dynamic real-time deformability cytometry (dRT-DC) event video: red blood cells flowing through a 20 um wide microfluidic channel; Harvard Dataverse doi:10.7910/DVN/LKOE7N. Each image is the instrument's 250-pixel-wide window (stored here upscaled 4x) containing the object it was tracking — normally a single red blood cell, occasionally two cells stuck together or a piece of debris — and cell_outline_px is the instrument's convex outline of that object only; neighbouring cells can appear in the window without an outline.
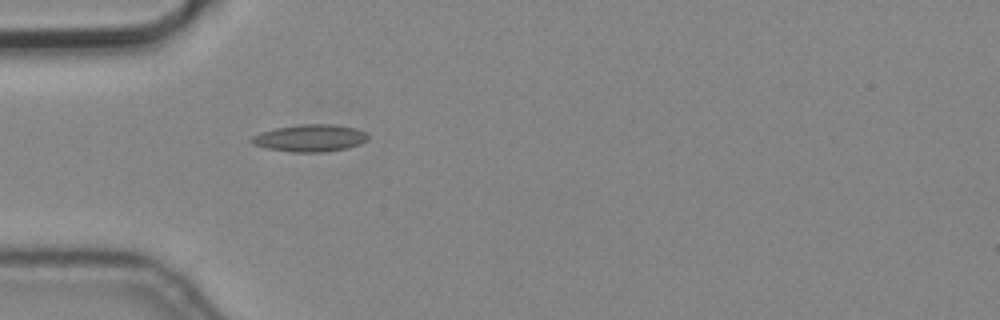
{"species": "common noctule bat (a hibernating species)", "species_latin": "Nyctalus noctula", "temperature_condition": "cold", "stored_images_in_passage": 1, "camera_frame_rate_fps": 3000, "um_per_image_px": 0.085, "animal": {"sex": "male", "body_mass_g": 19.2, "forearm_length_mm": 51.8}, "frame": {"image": 1, "passage_image": 1, "time_ms": 0.0, "image_size_px": [1000, 320], "cell_outline_px": [[368, 140], [360, 144], [348, 148], [324, 152], [292, 152], [264, 148], [252, 144], [248, 140], [252, 136], [260, 132], [276, 128], [300, 124], [336, 124], [356, 128], [364, 132], [368, 136]], "centroid_in_image_um": [26.33, 11.74], "position_along_channel_um": 58.7, "area_um2": 18.67}}